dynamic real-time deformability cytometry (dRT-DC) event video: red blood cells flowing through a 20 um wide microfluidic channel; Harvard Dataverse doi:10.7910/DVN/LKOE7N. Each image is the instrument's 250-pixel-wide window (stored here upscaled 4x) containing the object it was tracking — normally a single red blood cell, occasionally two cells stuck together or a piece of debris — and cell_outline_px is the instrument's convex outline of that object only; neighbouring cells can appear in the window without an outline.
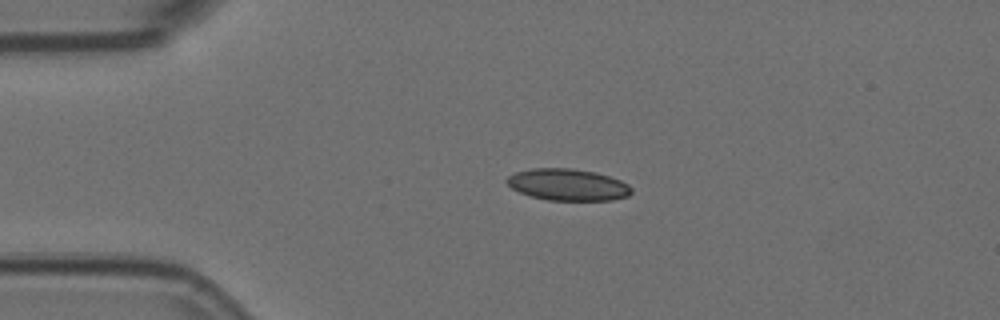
{"species": "Egyptian fruit bat (a non-hibernating species)", "species_latin": "Rousettus aegyptiacus", "temperature_condition": "room temperature", "stored_images_in_passage": 4, "camera_frame_rate_fps": 3000, "um_per_image_px": 0.085, "animal": {"sex": "female"}, "frame": {"image": 1, "passage_image": 3, "time_ms": 0.667, "image_size_px": [1000, 320], "cell_outline_px": [[632, 192], [628, 196], [612, 200], [548, 200], [532, 196], [520, 192], [512, 188], [504, 180], [508, 176], [516, 172], [532, 168], [572, 168], [596, 172], [620, 180], [628, 184], [632, 188]], "centroid_in_image_um": [48.27, 15.69], "position_along_channel_um": 36.7, "area_um2": 23.0}}